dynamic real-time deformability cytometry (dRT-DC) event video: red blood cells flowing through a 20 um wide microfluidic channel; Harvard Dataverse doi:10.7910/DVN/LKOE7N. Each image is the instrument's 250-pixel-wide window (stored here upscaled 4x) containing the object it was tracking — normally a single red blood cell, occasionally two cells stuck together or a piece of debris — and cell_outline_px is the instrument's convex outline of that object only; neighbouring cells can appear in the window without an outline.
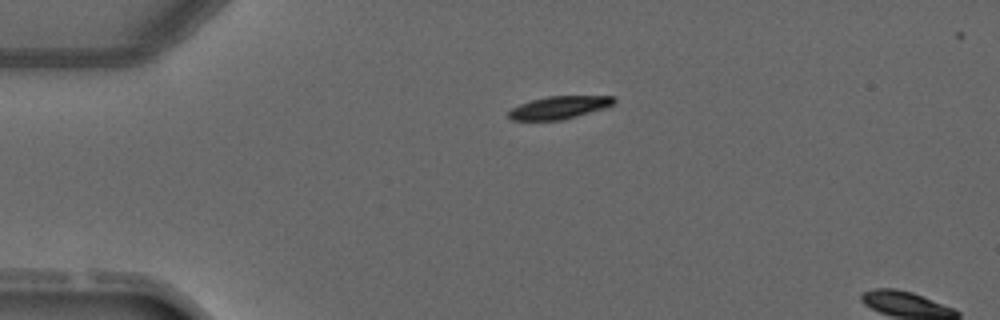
{"species": "common noctule bat (a hibernating species)", "species_latin": "Nyctalus noctula", "temperature_condition": "warm", "stored_images_in_passage": 4, "segment_of_instrument_passage": [2, 2], "camera_frame_rate_fps": 3000, "um_per_image_px": 0.085, "animal": {"sex": "male", "forearm_length_mm": 52.5}, "frame": {"image": 1, "passage_image": 4, "time_ms": 4.667, "image_size_px": [1000, 320], "cell_outline_px": [[616, 100], [612, 104], [604, 108], [564, 120], [512, 120], [508, 116], [508, 112], [512, 108], [520, 104], [532, 100], [548, 96], [616, 96]], "centroid_in_image_um": [47.53, 9.14], "position_along_channel_um": 37.5, "area_um2": 13.87}}